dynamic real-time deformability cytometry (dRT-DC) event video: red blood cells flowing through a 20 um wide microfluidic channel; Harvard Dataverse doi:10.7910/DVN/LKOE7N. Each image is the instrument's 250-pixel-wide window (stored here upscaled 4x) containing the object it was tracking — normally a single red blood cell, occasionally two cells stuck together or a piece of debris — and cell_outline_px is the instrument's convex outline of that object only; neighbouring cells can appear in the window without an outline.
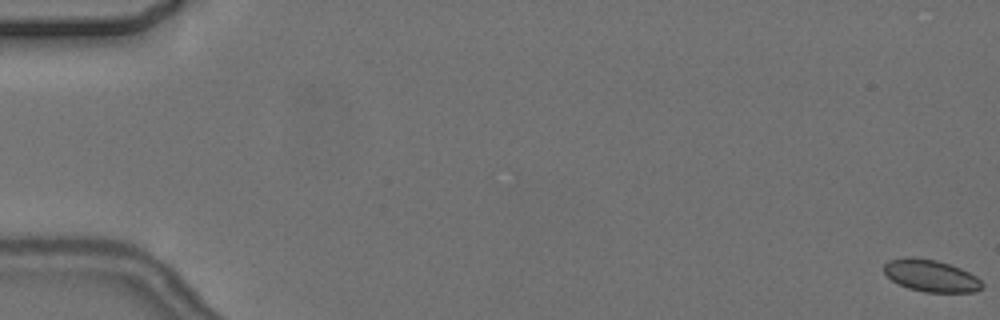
{"species": "common noctule bat (a hibernating species)", "species_latin": "Nyctalus noctula", "temperature_condition": "cold", "stored_images_in_passage": 16, "camera_frame_rate_fps": 3000, "um_per_image_px": 0.085, "animal": {"sex": "female", "body_mass_g": 24.6, "forearm_length_mm": 56.2}, "frame": {"image": 1, "passage_image": 1, "time_ms": 0.0, "image_size_px": [1000, 320], "cell_outline_px": [[984, 288], [976, 292], [924, 292], [908, 288], [892, 280], [884, 272], [884, 264], [888, 260], [904, 256], [936, 260], [960, 268], [976, 276], [984, 284]], "centroid_in_image_um": [79.14, 23.44], "position_along_channel_um": 5.9, "area_um2": 18.32}}
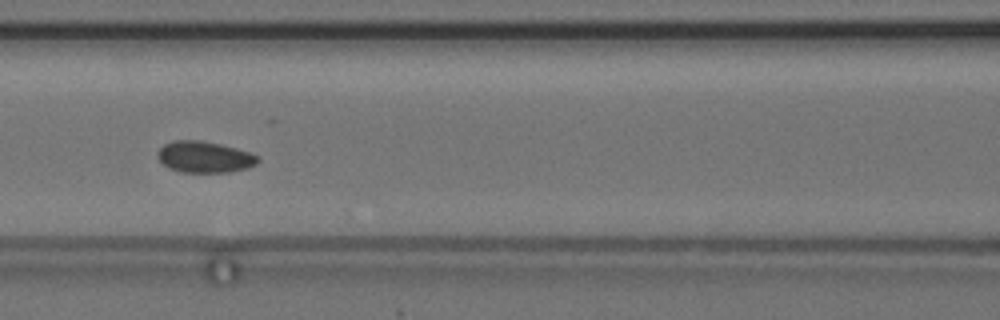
{"frame": {"image": 2, "passage_image": 7, "time_ms": 8.667, "image_size_px": [1000, 320], "cell_outline_px": [[260, 160], [256, 164], [248, 168], [228, 172], [180, 172], [168, 168], [156, 156], [156, 152], [164, 144], [172, 140], [200, 140], [220, 144], [236, 148], [260, 156]], "centroid_in_image_um": [17.37, 13.34], "position_along_channel_um": 149.2, "area_um2": 18.44}}
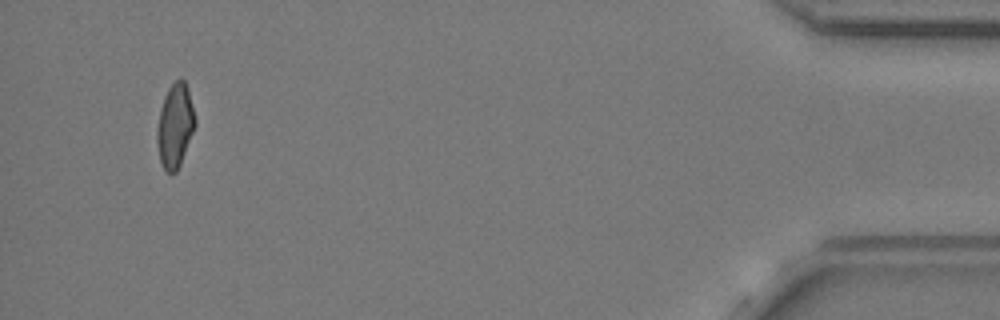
{"frame": {"image": 3, "passage_image": 16, "time_ms": 20.333, "image_size_px": [1000, 320], "cell_outline_px": [[196, 124], [180, 164], [176, 172], [164, 172], [160, 160], [156, 140], [156, 128], [160, 108], [164, 96], [168, 88], [180, 76], [184, 80], [188, 88], [196, 120]], "centroid_in_image_um": [14.86, 10.66], "position_along_channel_um": 420.3, "area_um2": 18.73}}